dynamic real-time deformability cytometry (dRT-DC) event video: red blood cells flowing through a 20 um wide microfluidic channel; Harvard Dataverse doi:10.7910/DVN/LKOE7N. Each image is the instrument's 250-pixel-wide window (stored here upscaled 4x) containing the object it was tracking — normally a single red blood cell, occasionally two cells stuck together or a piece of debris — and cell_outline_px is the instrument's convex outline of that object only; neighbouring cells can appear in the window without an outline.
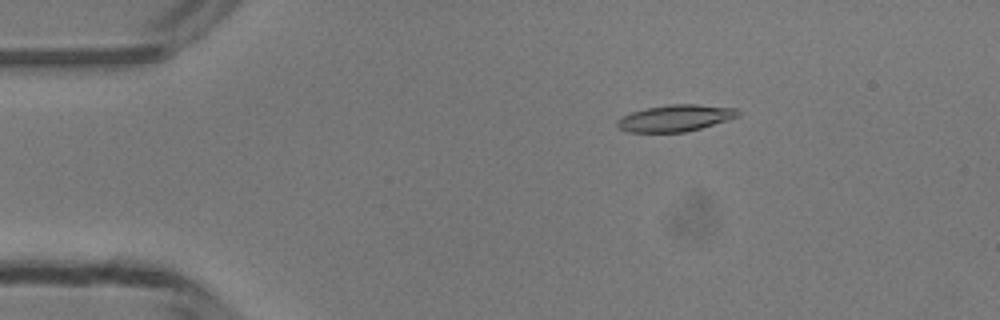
{"species": "common noctule bat (a hibernating species)", "species_latin": "Nyctalus noctula", "temperature_condition": "room temperature", "stored_images_in_passage": 49, "camera_frame_rate_fps": 3000, "um_per_image_px": 0.085, "animal": {"sex": "male", "body_mass_g": 13.3}, "frame": {"image": 1, "passage_image": 9, "time_ms": 2.667, "image_size_px": [1000, 320], "cell_outline_px": [[740, 116], [728, 120], [700, 128], [684, 132], [628, 132], [616, 128], [616, 120], [632, 112], [644, 108], [668, 104], [696, 104], [736, 108], [740, 112]], "centroid_in_image_um": [57.39, 10.03], "position_along_channel_um": 27.6, "area_um2": 18.84}}
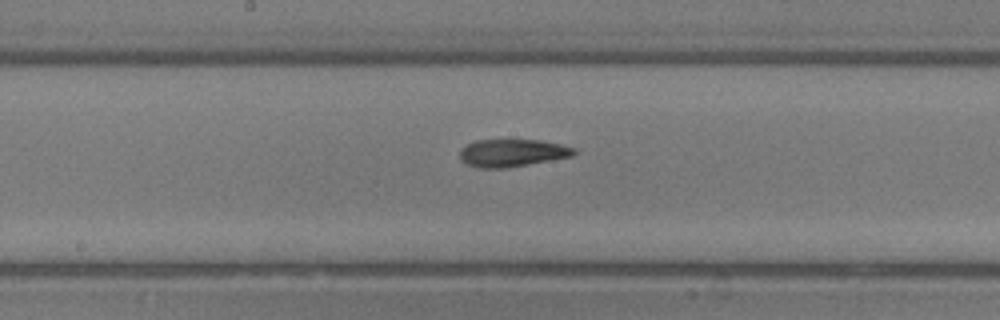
{"frame": {"image": 2, "passage_image": 26, "time_ms": 8.333, "image_size_px": [1000, 320], "cell_outline_px": [[576, 152], [572, 156], [508, 168], [480, 168], [468, 164], [460, 160], [460, 148], [476, 140], [540, 140], [560, 144], [576, 148]], "centroid_in_image_um": [43.53, 13.0], "position_along_channel_um": 204.7, "area_um2": 18.32}}
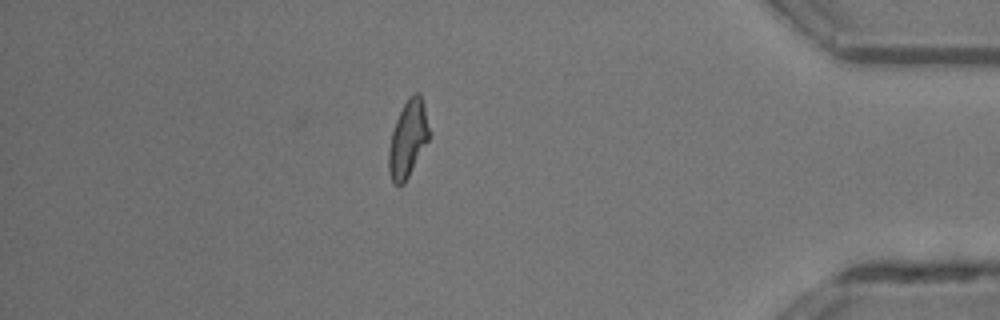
{"frame": {"image": 3, "passage_image": 43, "time_ms": 14.0, "image_size_px": [1000, 320], "cell_outline_px": [[432, 136], [404, 184], [400, 188], [392, 180], [388, 168], [388, 152], [392, 132], [396, 120], [404, 104], [412, 92], [420, 92]], "centroid_in_image_um": [34.7, 11.82], "position_along_channel_um": 400.5, "area_um2": 18.32}, "authors_computed_cell_mechanics": {"area_um2": 18.6116, "velocity_mm_per_s": 4.1939, "shape_relaxation_time_tau1_ms": 5.2581, "shape_relaxation_time_tau2_ms": 4.0435, "deformation_change_tau1": 0.1918, "deformation_change_tau2": 0.1}}